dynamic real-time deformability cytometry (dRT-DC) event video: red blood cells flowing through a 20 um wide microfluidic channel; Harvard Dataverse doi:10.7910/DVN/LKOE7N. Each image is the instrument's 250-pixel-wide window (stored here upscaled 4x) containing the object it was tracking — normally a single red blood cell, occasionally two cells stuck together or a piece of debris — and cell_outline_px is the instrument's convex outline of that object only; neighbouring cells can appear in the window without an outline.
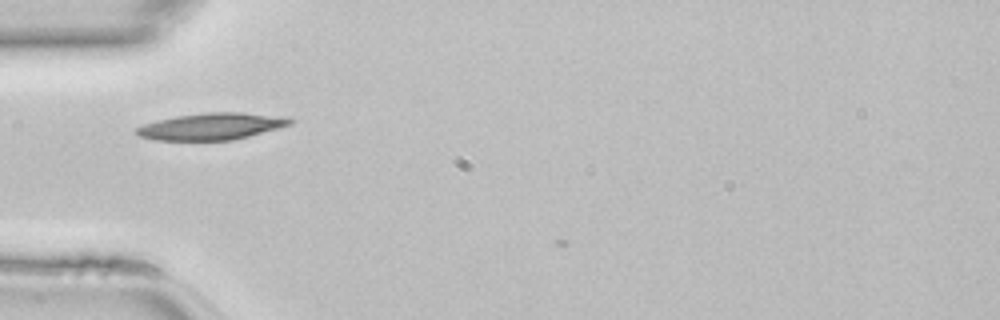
{"species": "common noctule bat (a hibernating species)", "species_latin": "Nyctalus noctula", "temperature_condition": "room temperature", "stored_images_in_passage": 3, "camera_frame_rate_fps": 3000, "um_per_image_px": 0.085, "animal": {"sex": "female", "body_mass_g": 22.7, "forearm_length_mm": 54.2}, "frame": {"image": 1, "passage_image": 1, "time_ms": 0.0, "image_size_px": [1000, 320], "cell_outline_px": [[296, 120], [292, 124], [280, 128], [232, 140], [156, 140], [140, 136], [132, 132], [136, 128], [144, 124], [156, 120], [176, 116], [208, 112], [240, 112], [284, 116]], "centroid_in_image_um": [18.0, 10.73], "position_along_channel_um": 67.0, "area_um2": 24.1}}